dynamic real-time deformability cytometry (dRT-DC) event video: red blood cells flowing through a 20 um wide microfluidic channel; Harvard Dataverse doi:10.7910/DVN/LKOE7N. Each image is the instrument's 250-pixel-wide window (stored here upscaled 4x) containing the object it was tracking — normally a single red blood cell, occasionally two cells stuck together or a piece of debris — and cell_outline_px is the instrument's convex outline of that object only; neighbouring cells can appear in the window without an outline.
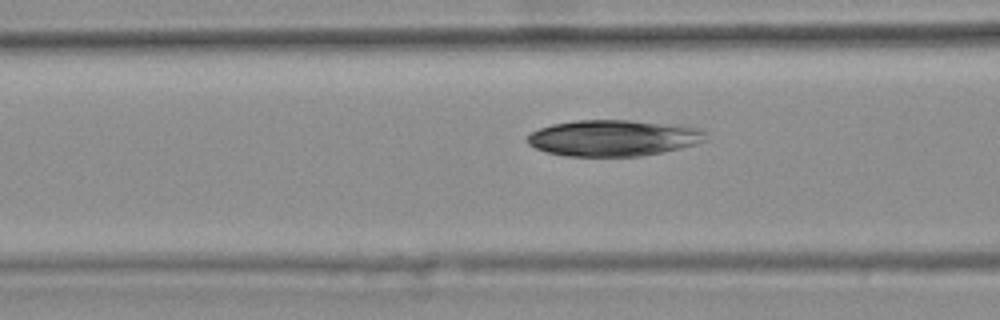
{"species": "common noctule bat (a hibernating species)", "species_latin": "Nyctalus noctula", "temperature_condition": "warm", "stored_images_in_passage": 27, "camera_frame_rate_fps": 3000, "um_per_image_px": 0.085, "animal": {"sex": "female", "body_mass_g": 25.1}, "frame": {"image": 1, "passage_image": 5, "time_ms": 1.333, "image_size_px": [1000, 320], "cell_outline_px": [[704, 140], [696, 144], [680, 148], [640, 156], [564, 156], [548, 152], [536, 148], [528, 144], [528, 136], [532, 132], [540, 128], [552, 124], [576, 120], [628, 120], [700, 128], [704, 132]], "centroid_in_image_um": [52.08, 11.73], "position_along_channel_um": 114.5, "area_um2": 37.11}}
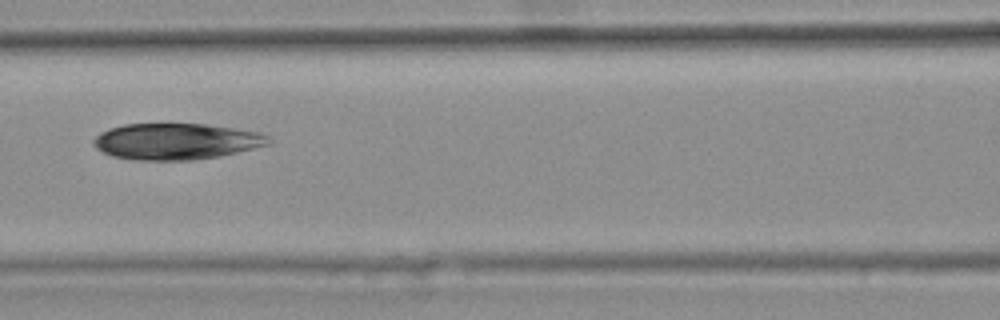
{"frame": {"image": 2, "passage_image": 8, "time_ms": 2.333, "image_size_px": [1000, 320], "cell_outline_px": [[272, 144], [220, 156], [192, 160], [136, 160], [112, 156], [96, 148], [92, 144], [92, 140], [100, 132], [124, 124], [208, 124], [260, 132], [268, 136], [272, 140]], "centroid_in_image_um": [15.0, 12.02], "position_along_channel_um": 151.6, "area_um2": 37.11}}